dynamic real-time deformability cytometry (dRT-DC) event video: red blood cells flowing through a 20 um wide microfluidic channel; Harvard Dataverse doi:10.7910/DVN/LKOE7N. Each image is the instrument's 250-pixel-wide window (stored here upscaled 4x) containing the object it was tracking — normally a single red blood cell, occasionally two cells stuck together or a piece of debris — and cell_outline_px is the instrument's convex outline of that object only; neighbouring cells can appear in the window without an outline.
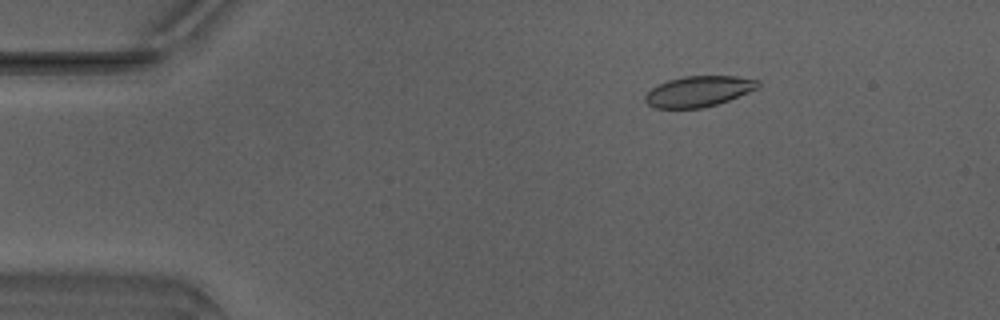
{"species": "Egyptian fruit bat (a non-hibernating species)", "species_latin": "Rousettus aegyptiacus", "temperature_condition": "warm", "stored_images_in_passage": 35, "camera_frame_rate_fps": 3000, "um_per_image_px": 0.085, "animal": {"sex": "male"}, "frame": {"image": 1, "passage_image": 2, "time_ms": 0.333, "image_size_px": [1000, 320], "cell_outline_px": [[760, 84], [756, 88], [748, 92], [728, 100], [716, 104], [700, 108], [652, 108], [644, 100], [644, 96], [656, 84], [668, 80], [684, 76], [736, 76], [760, 80]], "centroid_in_image_um": [59.34, 7.76], "position_along_channel_um": 25.7, "area_um2": 20.11}}
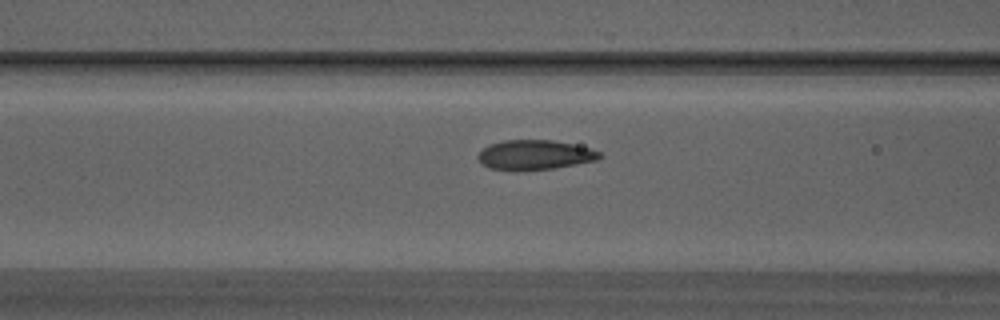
{"frame": {"image": 2, "passage_image": 14, "time_ms": 4.333, "image_size_px": [1000, 320], "cell_outline_px": [[604, 156], [596, 160], [576, 164], [552, 168], [516, 172], [488, 168], [480, 164], [476, 156], [488, 144], [504, 140], [552, 140], [592, 148], [600, 152]], "centroid_in_image_um": [45.41, 13.18], "position_along_channel_um": 121.2, "area_um2": 21.44}}
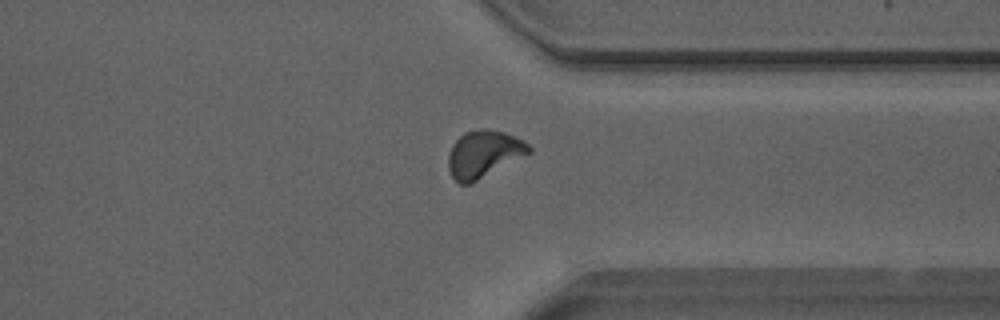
{"frame": {"image": 3, "passage_image": 32, "time_ms": 10.333, "image_size_px": [1000, 320], "cell_outline_px": [[532, 152], [468, 184], [460, 184], [452, 176], [448, 168], [448, 152], [452, 144], [464, 132], [480, 128], [484, 128], [504, 132], [524, 140], [532, 148]], "centroid_in_image_um": [41.1, 13.06], "position_along_channel_um": 370.3, "area_um2": 21.96}}